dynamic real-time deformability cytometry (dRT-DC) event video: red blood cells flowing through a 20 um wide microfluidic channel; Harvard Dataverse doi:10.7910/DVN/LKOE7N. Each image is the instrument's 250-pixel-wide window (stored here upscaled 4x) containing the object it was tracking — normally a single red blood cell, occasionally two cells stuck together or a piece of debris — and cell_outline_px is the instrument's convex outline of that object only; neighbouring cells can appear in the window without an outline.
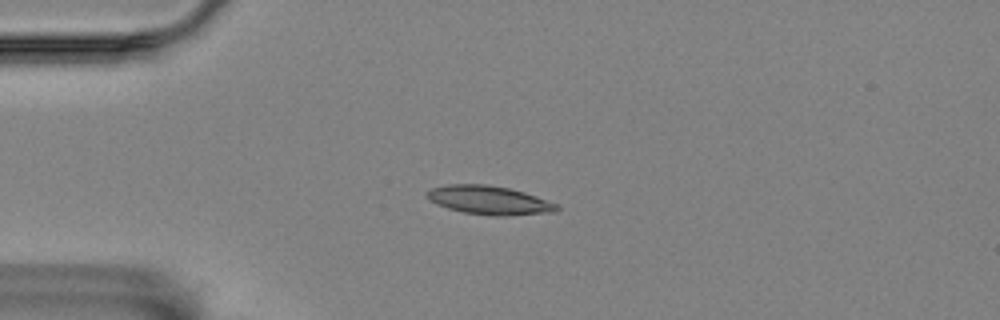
{"species": "Egyptian fruit bat (a non-hibernating species)", "species_latin": "Rousettus aegyptiacus", "temperature_condition": "room temperature", "stored_images_in_passage": 5, "camera_frame_rate_fps": 3000, "um_per_image_px": 0.085, "animal": {"sex": "female"}, "frame": {"image": 1, "passage_image": 2, "time_ms": 0.333, "image_size_px": [1000, 320], "cell_outline_px": [[560, 208], [556, 212], [508, 216], [492, 216], [464, 212], [448, 208], [436, 204], [428, 200], [424, 196], [432, 188], [448, 184], [484, 184], [508, 188], [524, 192], [536, 196], [556, 204]], "centroid_in_image_um": [41.57, 17.02], "position_along_channel_um": 43.4, "area_um2": 21.73}}
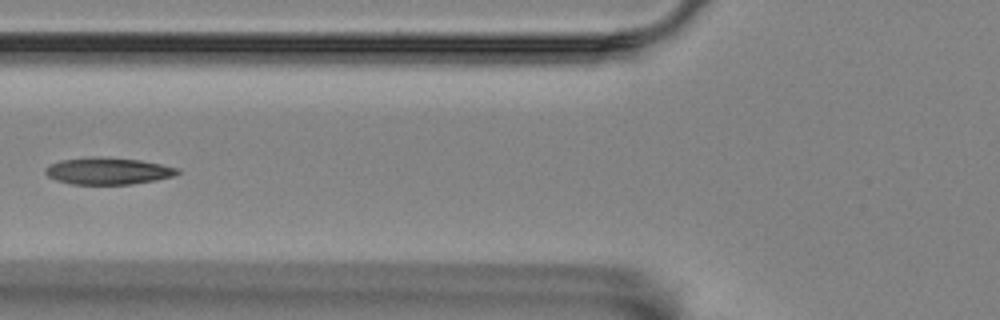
{"frame": {"image": 2, "passage_image": 4, "time_ms": 1.0, "image_size_px": [1000, 320], "cell_outline_px": [[180, 172], [172, 176], [156, 180], [132, 184], [72, 184], [56, 180], [48, 176], [44, 172], [44, 168], [60, 160], [140, 160], [180, 168]], "centroid_in_image_um": [9.22, 14.59], "position_along_channel_um": 116.6, "area_um2": 19.48}}
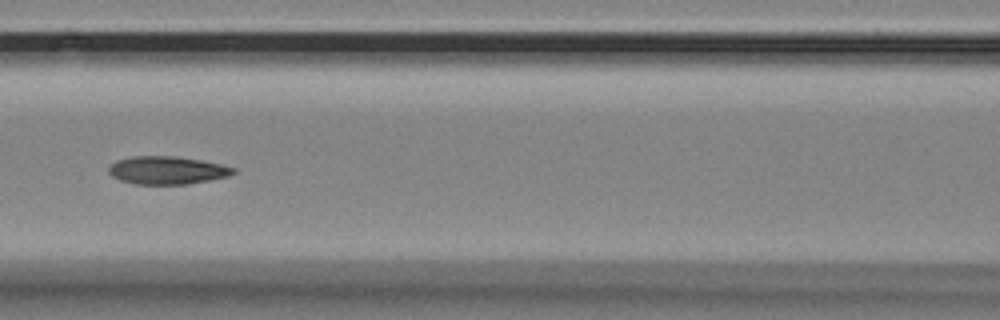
{"frame": {"image": 3, "passage_image": 5, "time_ms": 1.333, "image_size_px": [1000, 320], "cell_outline_px": [[236, 172], [228, 176], [188, 184], [136, 184], [120, 180], [112, 176], [108, 172], [108, 168], [116, 160], [132, 156], [176, 156], [200, 160], [220, 164], [236, 168]], "centroid_in_image_um": [14.19, 14.47], "position_along_channel_um": 152.4, "area_um2": 20.23}}